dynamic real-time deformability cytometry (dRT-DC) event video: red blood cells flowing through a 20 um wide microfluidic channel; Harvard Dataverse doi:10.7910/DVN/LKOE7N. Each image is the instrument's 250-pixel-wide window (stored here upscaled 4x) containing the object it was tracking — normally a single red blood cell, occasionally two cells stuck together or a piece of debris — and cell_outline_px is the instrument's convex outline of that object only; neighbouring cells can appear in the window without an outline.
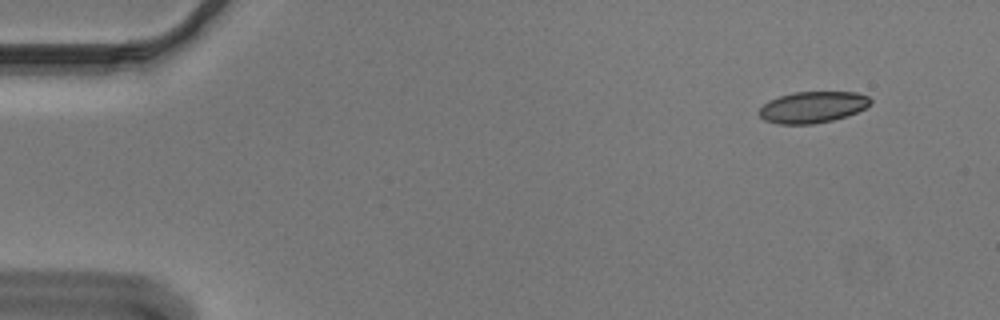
{"species": "Egyptian fruit bat (a non-hibernating species)", "species_latin": "Rousettus aegyptiacus", "temperature_condition": "cold", "stored_images_in_passage": 51, "camera_frame_rate_fps": 3000, "um_per_image_px": 0.085, "animal": {"sex": "male"}, "frame": {"image": 1, "passage_image": 1, "time_ms": 0.0, "image_size_px": [1000, 320], "cell_outline_px": [[872, 104], [848, 116], [832, 120], [812, 124], [776, 124], [764, 120], [760, 116], [760, 108], [768, 100], [792, 92], [856, 92], [868, 96], [872, 100]], "centroid_in_image_um": [69.08, 9.11], "position_along_channel_um": 15.9, "area_um2": 20.4}}
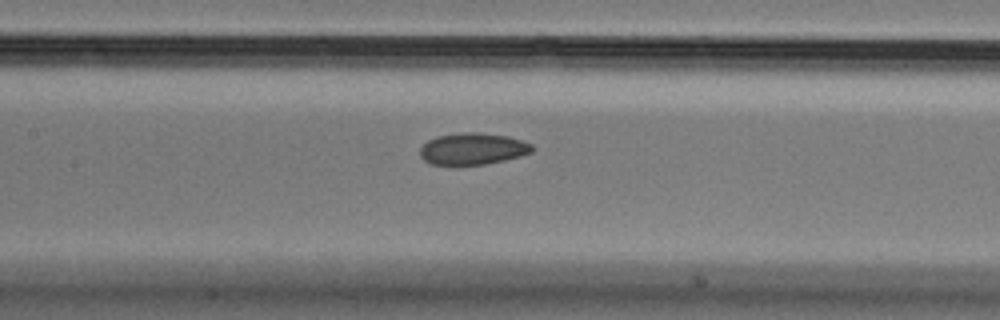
{"frame": {"image": 2, "passage_image": 22, "time_ms": 7.0, "image_size_px": [1000, 320], "cell_outline_px": [[536, 148], [532, 152], [520, 156], [504, 160], [484, 164], [456, 168], [428, 164], [420, 156], [420, 148], [428, 140], [440, 136], [464, 132], [476, 132], [508, 136], [532, 144]], "centroid_in_image_um": [40.15, 12.7], "position_along_channel_um": 167.3, "area_um2": 21.33}}
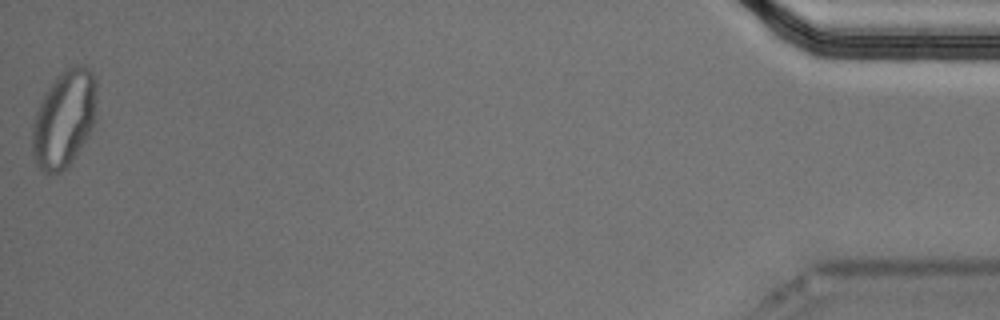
{"frame": {"image": 3, "passage_image": 51, "time_ms": 16.667, "image_size_px": [1000, 320], "cell_outline_px": [[96, 88], [92, 128], [88, 136], [72, 164], [68, 168], [60, 172], [44, 172], [36, 164], [32, 152], [32, 124], [36, 112], [48, 88], [60, 72], [64, 68], [76, 64], [84, 64], [92, 72], [96, 84]], "centroid_in_image_um": [5.44, 10.11], "position_along_channel_um": 429.8, "area_um2": 36.41}, "authors_computed_cell_mechanics": {"area_um2": 21.5016, "velocity_mm_per_s": 3.6575, "shape_relaxation_time_tau1_ms": null, "shape_relaxation_time_tau2_ms": 2.6276, "deformation_change_tau1": null, "deformation_change_tau2": 0.0647}}